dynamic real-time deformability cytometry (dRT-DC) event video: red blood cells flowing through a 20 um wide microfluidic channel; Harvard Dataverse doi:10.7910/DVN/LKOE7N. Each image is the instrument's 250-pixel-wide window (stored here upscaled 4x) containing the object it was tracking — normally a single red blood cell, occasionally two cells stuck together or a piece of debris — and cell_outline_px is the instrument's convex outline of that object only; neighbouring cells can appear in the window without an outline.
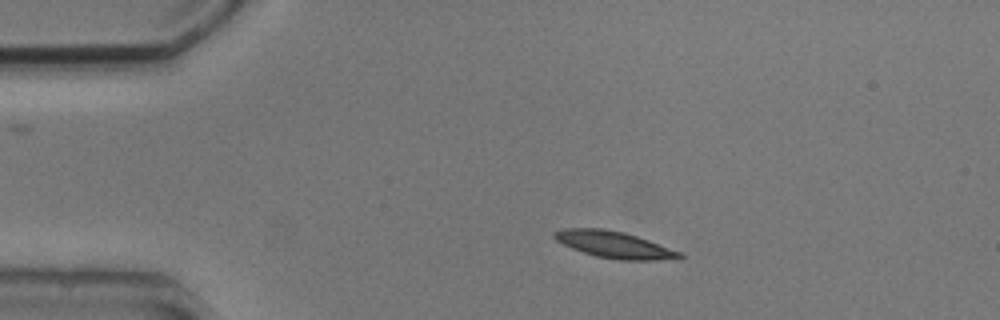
{"species": "common noctule bat (a hibernating species)", "species_latin": "Nyctalus noctula", "temperature_condition": "cold", "stored_images_in_passage": 5, "camera_frame_rate_fps": 3000, "um_per_image_px": 0.085, "animal": {"sex": "male", "body_mass_g": 20.5, "forearm_length_mm": 52.5}, "frame": {"image": 1, "passage_image": 2, "time_ms": 1.333, "image_size_px": [1000, 320], "cell_outline_px": [[684, 256], [656, 260], [620, 260], [596, 256], [572, 248], [556, 240], [552, 236], [552, 232], [564, 228], [600, 228], [624, 232], [648, 240], [680, 252]], "centroid_in_image_um": [52.13, 20.78], "position_along_channel_um": 32.9, "area_um2": 19.07}}
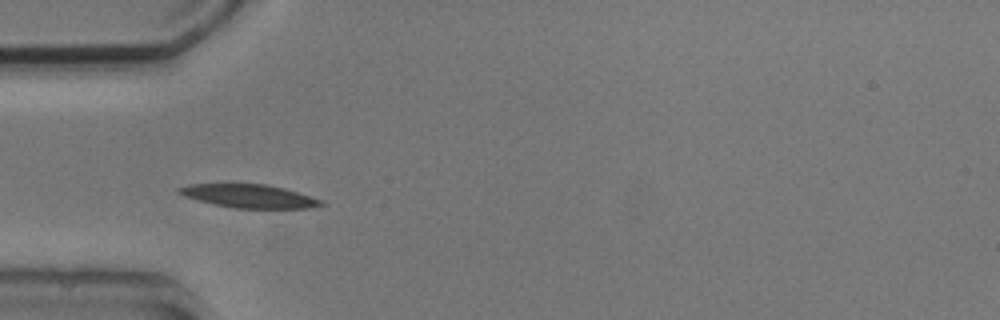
{"frame": {"image": 2, "passage_image": 4, "time_ms": 3.333, "image_size_px": [1000, 320], "cell_outline_px": [[324, 204], [308, 208], [236, 208], [216, 204], [184, 196], [176, 192], [176, 188], [188, 184], [264, 184], [284, 188], [324, 200]], "centroid_in_image_um": [21.17, 16.66], "position_along_channel_um": 63.8, "area_um2": 19.13}}